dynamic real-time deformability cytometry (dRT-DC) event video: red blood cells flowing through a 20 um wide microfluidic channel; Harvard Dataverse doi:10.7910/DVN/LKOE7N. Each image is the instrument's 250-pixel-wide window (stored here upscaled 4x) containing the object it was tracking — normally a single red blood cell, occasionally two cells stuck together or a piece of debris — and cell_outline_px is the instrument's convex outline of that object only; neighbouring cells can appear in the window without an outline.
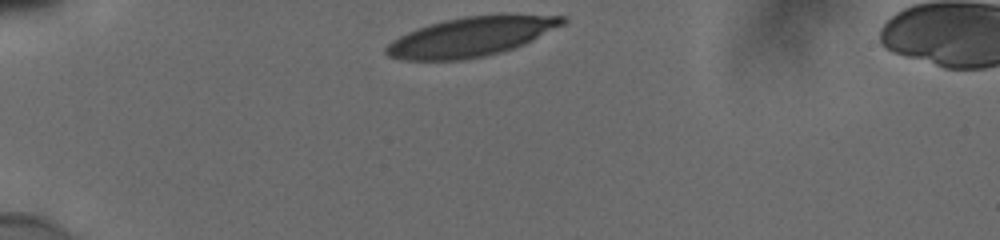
{"species": "human", "species_latin": "Homo sapiens", "temperature_condition": "cold", "stored_images_in_passage": 32, "camera_frame_rate_fps": 3000, "um_per_image_px": 0.085, "donor": {"sex": "male"}, "frame": {"image": 1, "passage_image": 1, "time_ms": 0.0, "image_size_px": [1000, 240], "cell_outline_px": [[568, 20], [564, 24], [524, 44], [500, 52], [484, 56], [460, 60], [404, 60], [388, 56], [384, 52], [384, 48], [392, 40], [416, 28], [444, 20], [464, 16], [504, 12], [508, 12], [564, 16]], "centroid_in_image_um": [40.09, 3.08], "position_along_channel_um": 44.9, "area_um2": 41.15}}
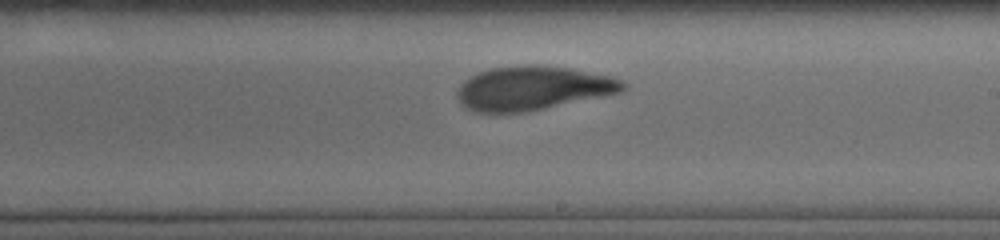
{"frame": {"image": 2, "passage_image": 20, "time_ms": 6.333, "image_size_px": [1000, 240], "cell_outline_px": [[628, 88], [620, 92], [604, 96], [524, 112], [476, 112], [460, 104], [456, 96], [456, 88], [464, 80], [476, 72], [488, 68], [536, 64], [568, 68], [612, 76], [624, 80], [628, 84]], "centroid_in_image_um": [45.28, 7.48], "position_along_channel_um": 243.7, "area_um2": 42.71}}
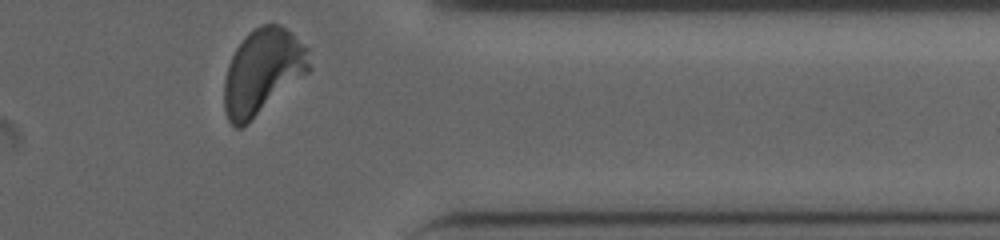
{"frame": {"image": 3, "passage_image": 32, "time_ms": 10.333, "image_size_px": [1000, 240], "cell_outline_px": [[312, 68], [308, 72], [240, 128], [236, 128], [228, 120], [224, 112], [224, 80], [228, 64], [236, 48], [244, 36], [248, 32], [260, 24], [276, 24], [292, 32], [308, 48]], "centroid_in_image_um": [22.31, 6.04], "position_along_channel_um": 389.1, "area_um2": 41.91}, "authors_computed_cell_mechanics": {"area_um2": 42.6853, "velocity_mm_per_s": 3.8215, "shape_relaxation_time_tau1_ms": 4.051, "shape_relaxation_time_tau2_ms": 1.1791, "deformation_change_tau1": 0.1833, "deformation_change_tau2": 0.0733}}